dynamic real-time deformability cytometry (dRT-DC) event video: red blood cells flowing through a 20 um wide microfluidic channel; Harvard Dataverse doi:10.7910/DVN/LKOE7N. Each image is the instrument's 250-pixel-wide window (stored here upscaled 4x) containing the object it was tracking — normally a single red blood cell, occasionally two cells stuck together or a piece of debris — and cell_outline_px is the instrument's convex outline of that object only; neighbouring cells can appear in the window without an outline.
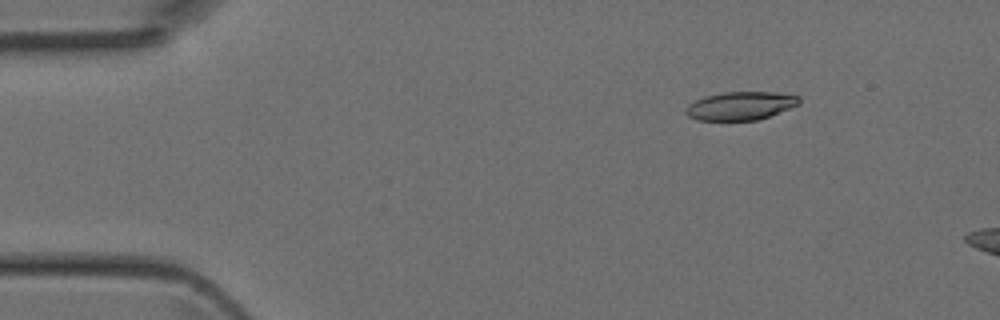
{"species": "Egyptian fruit bat (a non-hibernating species)", "species_latin": "Rousettus aegyptiacus", "temperature_condition": "room temperature", "stored_images_in_passage": 3, "camera_frame_rate_fps": 3000, "um_per_image_px": 0.085, "animal": {"sex": "female"}, "frame": {"image": 1, "passage_image": 2, "time_ms": 0.333, "image_size_px": [1000, 320], "cell_outline_px": [[800, 104], [768, 116], [756, 120], [696, 120], [688, 116], [684, 112], [684, 108], [688, 104], [704, 96], [724, 92], [776, 92], [800, 96]], "centroid_in_image_um": [62.91, 8.99], "position_along_channel_um": 22.1, "area_um2": 18.73}}